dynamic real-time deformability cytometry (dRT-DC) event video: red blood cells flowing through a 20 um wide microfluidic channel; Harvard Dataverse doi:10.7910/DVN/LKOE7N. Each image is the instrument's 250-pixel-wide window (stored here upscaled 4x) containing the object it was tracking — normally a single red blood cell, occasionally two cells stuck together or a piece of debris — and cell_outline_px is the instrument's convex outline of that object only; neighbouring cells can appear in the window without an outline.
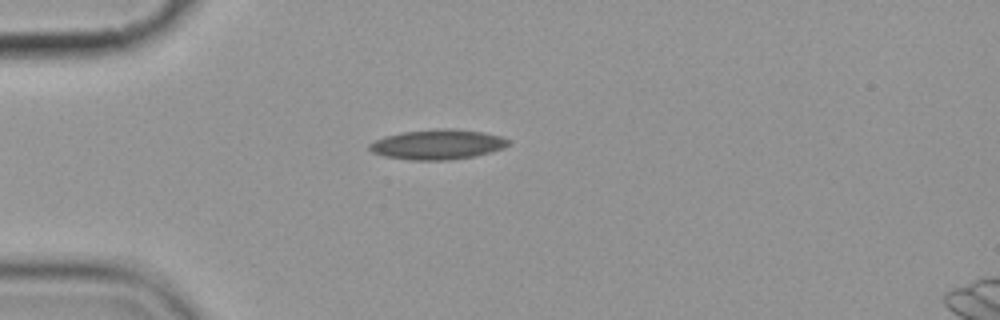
{"species": "common noctule bat (a hibernating species)", "species_latin": "Nyctalus noctula", "temperature_condition": "cold", "stored_images_in_passage": 6, "camera_frame_rate_fps": 3000, "um_per_image_px": 0.085, "animal": {"sex": "female", "body_mass_g": 19.9}, "frame": {"image": 1, "passage_image": 1, "time_ms": 0.0, "image_size_px": [1000, 320], "cell_outline_px": [[512, 140], [504, 148], [472, 156], [448, 160], [412, 160], [384, 156], [372, 152], [368, 148], [368, 144], [384, 136], [400, 132], [436, 128], [452, 128], [484, 132], [500, 136]], "centroid_in_image_um": [37.17, 12.26], "position_along_channel_um": 47.8, "area_um2": 24.33}}
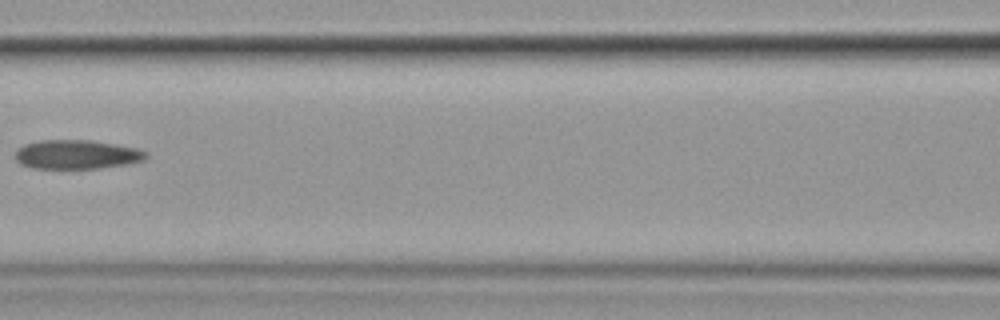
{"frame": {"image": 2, "passage_image": 4, "time_ms": 3.667, "image_size_px": [1000, 320], "cell_outline_px": [[148, 156], [144, 160], [128, 164], [100, 168], [32, 168], [20, 164], [16, 160], [16, 152], [24, 144], [40, 140], [88, 140], [136, 148], [148, 152]], "centroid_in_image_um": [6.53, 13.13], "position_along_channel_um": 160.1, "area_um2": 22.02}}
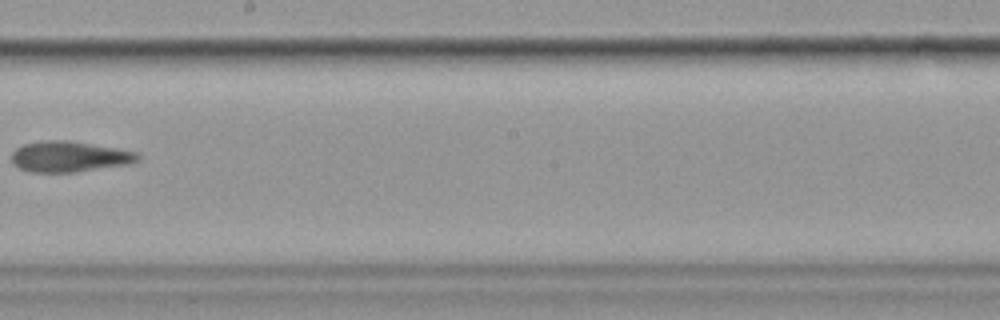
{"frame": {"image": 3, "passage_image": 6, "time_ms": 6.0, "image_size_px": [1000, 320], "cell_outline_px": [[140, 160], [128, 164], [76, 172], [32, 172], [20, 168], [12, 164], [12, 152], [16, 148], [24, 144], [44, 140], [68, 140], [136, 152], [140, 156]], "centroid_in_image_um": [5.86, 13.31], "position_along_channel_um": 242.3, "area_um2": 22.43}}